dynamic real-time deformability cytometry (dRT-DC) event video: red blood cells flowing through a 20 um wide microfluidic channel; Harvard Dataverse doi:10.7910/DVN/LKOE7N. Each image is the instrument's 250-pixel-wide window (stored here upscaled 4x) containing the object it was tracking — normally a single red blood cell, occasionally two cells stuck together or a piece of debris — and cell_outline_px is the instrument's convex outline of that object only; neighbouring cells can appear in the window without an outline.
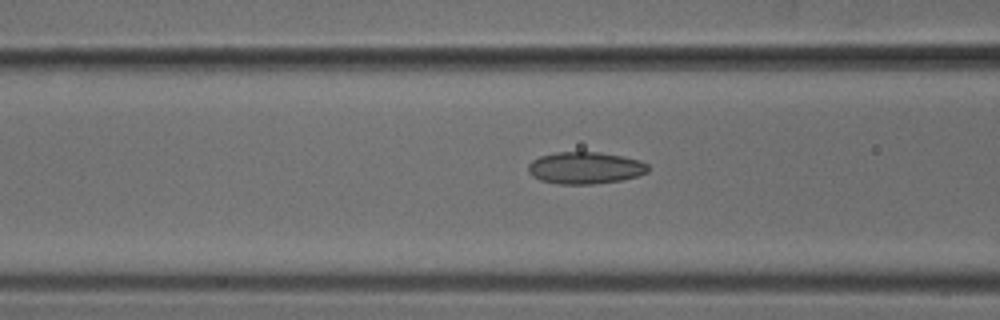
{"species": "common noctule bat (a hibernating species)", "species_latin": "Nyctalus noctula", "temperature_condition": "cold", "stored_images_in_passage": 43, "camera_frame_rate_fps": 3000, "um_per_image_px": 0.085, "animal": {"sex": "male", "body_mass_g": 18.8}, "frame": {"image": 1, "passage_image": 21, "time_ms": 6.667, "image_size_px": [1000, 320], "cell_outline_px": [[648, 172], [636, 176], [620, 180], [592, 184], [556, 184], [540, 180], [532, 176], [528, 172], [528, 164], [532, 160], [540, 156], [556, 152], [600, 152], [640, 160], [648, 164]], "centroid_in_image_um": [49.7, 14.27], "position_along_channel_um": 116.9, "area_um2": 22.31}}
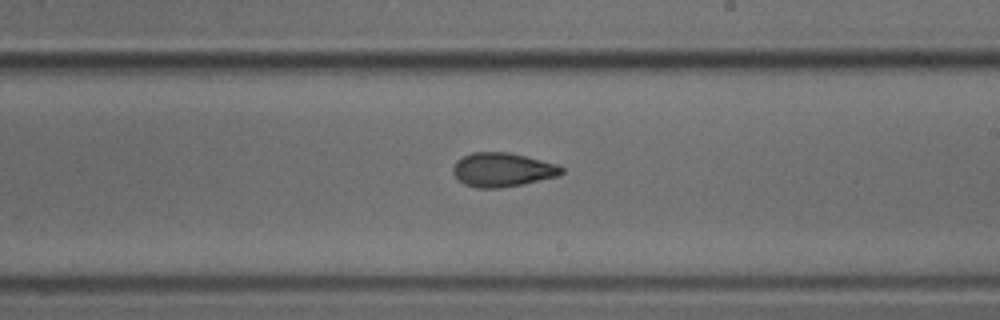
{"frame": {"image": 2, "passage_image": 31, "time_ms": 10.0, "image_size_px": [1000, 320], "cell_outline_px": [[564, 172], [560, 176], [500, 188], [476, 188], [464, 184], [452, 172], [452, 168], [456, 160], [472, 152], [508, 152], [556, 164], [564, 168]], "centroid_in_image_um": [42.69, 14.43], "position_along_channel_um": 246.3, "area_um2": 21.39}}
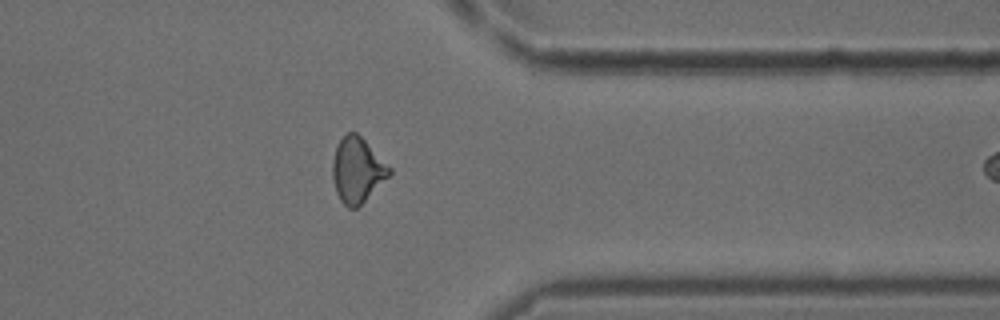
{"frame": {"image": 3, "passage_image": 42, "time_ms": 13.667, "image_size_px": [1000, 320], "cell_outline_px": [[392, 172], [356, 208], [348, 208], [340, 200], [336, 192], [332, 176], [332, 160], [336, 148], [340, 140], [348, 132], [356, 132], [392, 168]], "centroid_in_image_um": [30.35, 14.45], "position_along_channel_um": 381.1, "area_um2": 21.1}}